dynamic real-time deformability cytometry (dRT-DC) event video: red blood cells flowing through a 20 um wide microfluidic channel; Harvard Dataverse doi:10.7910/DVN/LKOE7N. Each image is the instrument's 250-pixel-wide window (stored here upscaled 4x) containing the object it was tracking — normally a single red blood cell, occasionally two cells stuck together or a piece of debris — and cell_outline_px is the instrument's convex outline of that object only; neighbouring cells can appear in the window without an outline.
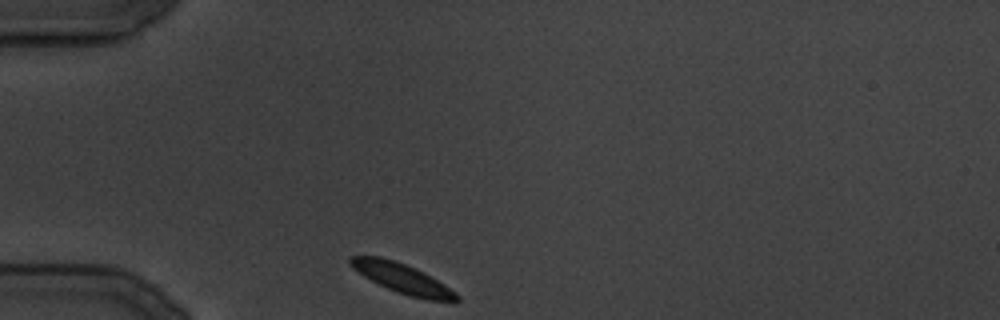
{"species": "common noctule bat (a hibernating species)", "species_latin": "Nyctalus noctula", "temperature_condition": "cold", "stored_images_in_passage": 83, "camera_frame_rate_fps": 3000, "um_per_image_px": 0.085, "animal": {"sex": "male", "body_mass_g": 19.5, "forearm_length_mm": 54.6}, "frame": {"image": 1, "passage_image": 1, "time_ms": 0.0, "image_size_px": [1000, 320], "cell_outline_px": [[460, 300], [424, 300], [408, 296], [396, 292], [364, 276], [352, 268], [348, 264], [348, 256], [380, 256], [396, 260], [416, 268], [424, 272], [444, 284], [456, 292], [460, 296]], "centroid_in_image_um": [34.17, 23.64], "position_along_channel_um": 50.8, "area_um2": 18.5}}
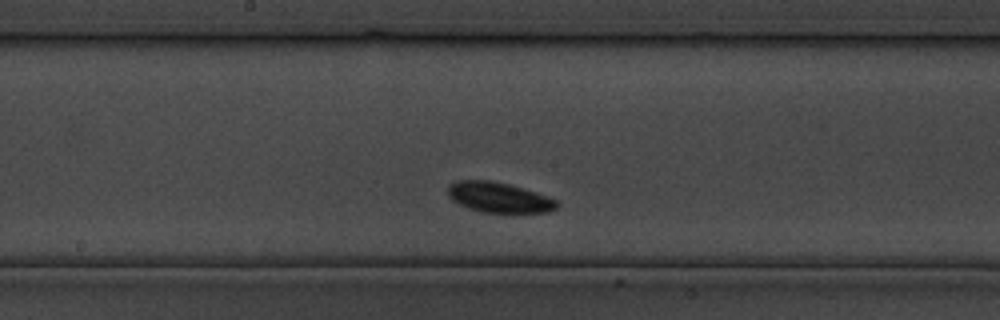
{"frame": {"image": 2, "passage_image": 36, "time_ms": 11.667, "image_size_px": [1000, 320], "cell_outline_px": [[560, 204], [556, 208], [548, 212], [480, 212], [468, 208], [452, 200], [448, 196], [448, 184], [456, 180], [492, 180], [508, 184], [548, 196], [556, 200]], "centroid_in_image_um": [42.38, 16.77], "position_along_channel_um": 205.8, "area_um2": 19.19}}
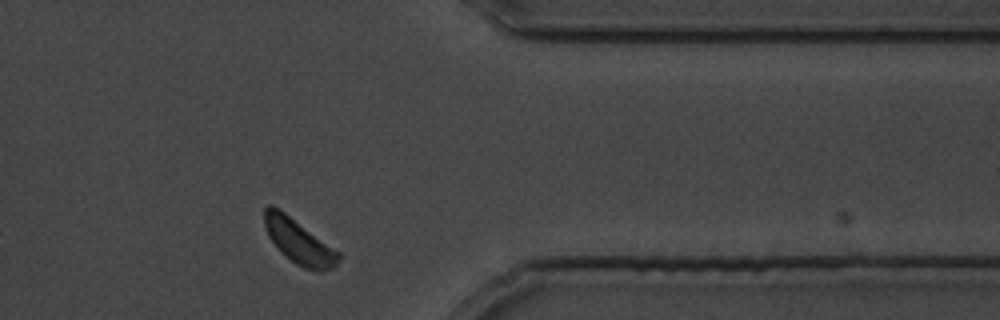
{"frame": {"image": 3, "passage_image": 74, "time_ms": 24.333, "image_size_px": [1000, 320], "cell_outline_px": [[340, 260], [332, 268], [320, 272], [304, 268], [296, 264], [284, 256], [280, 252], [268, 236], [264, 228], [264, 208], [268, 204], [272, 204], [284, 212], [340, 252]], "centroid_in_image_um": [25.38, 20.54], "position_along_channel_um": 386.0, "area_um2": 19.25}}